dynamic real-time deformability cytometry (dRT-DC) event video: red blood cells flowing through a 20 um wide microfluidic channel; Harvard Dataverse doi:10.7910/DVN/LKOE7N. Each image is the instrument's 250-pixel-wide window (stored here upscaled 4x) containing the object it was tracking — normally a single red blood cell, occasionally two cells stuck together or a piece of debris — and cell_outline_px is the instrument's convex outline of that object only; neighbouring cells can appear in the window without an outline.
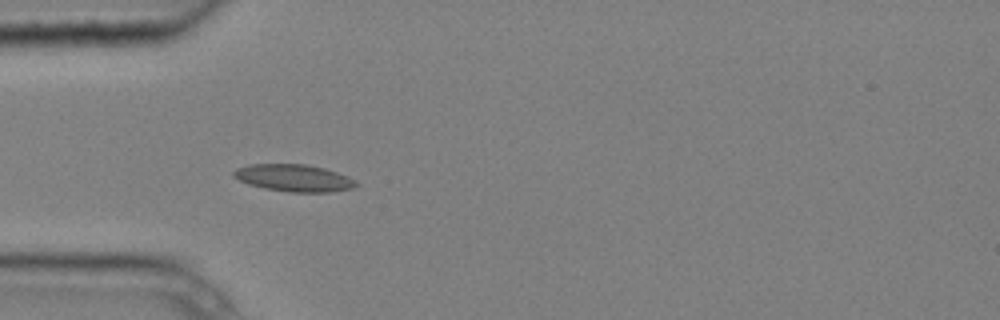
{"species": "common noctule bat (a hibernating species)", "species_latin": "Nyctalus noctula", "temperature_condition": "cold", "stored_images_in_passage": 7, "camera_frame_rate_fps": 3000, "um_per_image_px": 0.085, "animal": {"sex": "male", "body_mass_g": 20.4}, "frame": {"image": 1, "passage_image": 4, "time_ms": 1.0, "image_size_px": [1000, 320], "cell_outline_px": [[360, 184], [352, 188], [332, 192], [288, 192], [264, 188], [248, 184], [232, 176], [232, 172], [236, 168], [252, 164], [308, 164], [324, 168], [348, 176], [356, 180]], "centroid_in_image_um": [25.0, 15.13], "position_along_channel_um": 60.0, "area_um2": 19.48}}
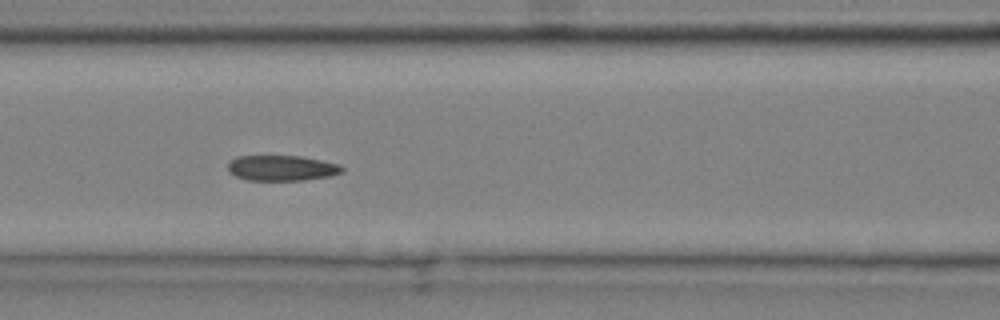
{"frame": {"image": 2, "passage_image": 6, "time_ms": 1.667, "image_size_px": [1000, 320], "cell_outline_px": [[344, 172], [332, 176], [304, 180], [248, 180], [236, 176], [228, 172], [228, 160], [236, 156], [300, 156], [340, 164], [344, 168]], "centroid_in_image_um": [23.95, 14.28], "position_along_channel_um": 142.6, "area_um2": 17.11}}
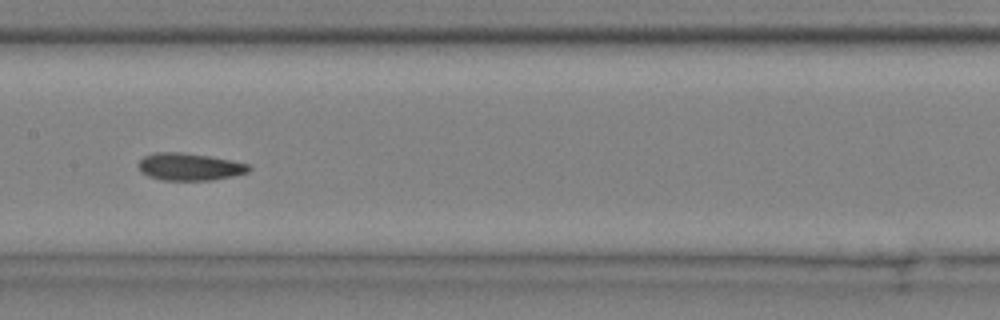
{"frame": {"image": 3, "passage_image": 7, "time_ms": 2.0, "image_size_px": [1000, 320], "cell_outline_px": [[252, 168], [248, 172], [232, 176], [212, 180], [160, 180], [148, 176], [140, 172], [136, 164], [144, 156], [156, 152], [184, 152], [212, 156], [232, 160], [248, 164]], "centroid_in_image_um": [16.08, 14.17], "position_along_channel_um": 191.3, "area_um2": 17.86}}